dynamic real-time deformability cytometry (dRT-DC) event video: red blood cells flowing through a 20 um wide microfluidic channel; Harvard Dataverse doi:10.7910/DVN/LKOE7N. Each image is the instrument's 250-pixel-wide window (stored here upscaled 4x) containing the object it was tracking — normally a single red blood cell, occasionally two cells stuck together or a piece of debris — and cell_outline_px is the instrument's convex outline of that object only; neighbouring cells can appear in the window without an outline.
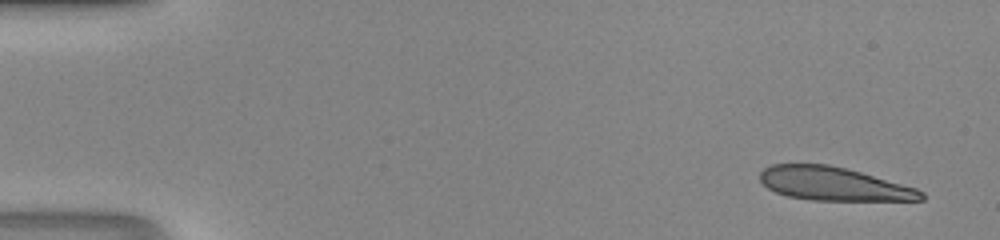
{"species": "human", "species_latin": "Homo sapiens", "temperature_condition": "room temperature", "stored_images_in_passage": 45, "camera_frame_rate_fps": 3000, "um_per_image_px": 0.085, "donor": {"sex": "male"}, "frame": {"image": 1, "passage_image": 1, "time_ms": 0.0, "image_size_px": [1000, 240], "cell_outline_px": [[924, 200], [812, 200], [788, 196], [776, 192], [768, 188], [760, 180], [760, 172], [764, 168], [772, 164], [828, 164], [860, 172], [916, 188], [924, 192]], "centroid_in_image_um": [70.83, 15.62], "position_along_channel_um": 14.2, "area_um2": 31.1}}
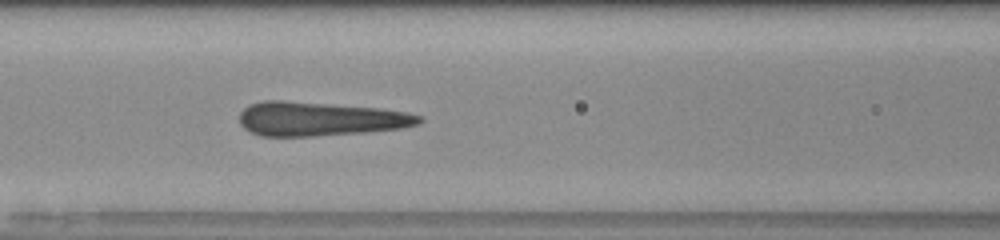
{"frame": {"image": 2, "passage_image": 19, "time_ms": 6.0, "image_size_px": [1000, 240], "cell_outline_px": [[424, 120], [420, 124], [404, 128], [364, 132], [312, 136], [260, 136], [244, 128], [240, 124], [240, 112], [244, 108], [252, 104], [264, 100], [284, 100], [380, 108], [408, 112], [424, 116]], "centroid_in_image_um": [27.25, 10.1], "position_along_channel_um": 139.4, "area_um2": 35.84}}
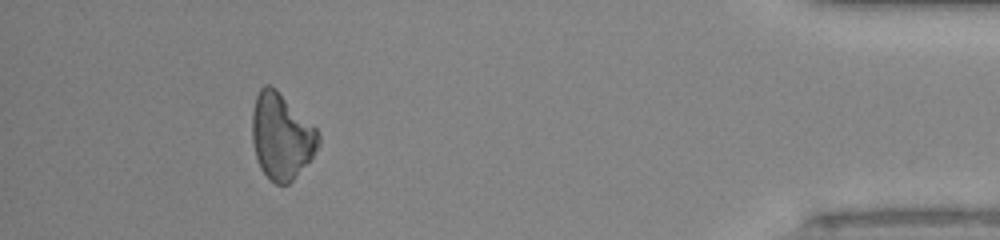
{"frame": {"image": 3, "passage_image": 41, "time_ms": 13.333, "image_size_px": [1000, 240], "cell_outline_px": [[320, 144], [312, 156], [292, 180], [288, 184], [276, 184], [260, 168], [256, 156], [252, 140], [252, 112], [256, 96], [260, 88], [264, 84], [268, 84], [276, 88], [320, 132]], "centroid_in_image_um": [23.91, 11.55], "position_along_channel_um": 411.3, "area_um2": 32.95}}